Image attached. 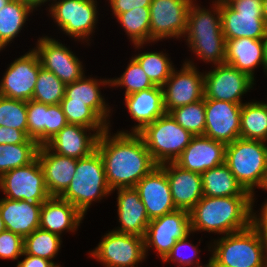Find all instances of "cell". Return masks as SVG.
Masks as SVG:
<instances>
[{"mask_svg": "<svg viewBox=\"0 0 267 267\" xmlns=\"http://www.w3.org/2000/svg\"><path fill=\"white\" fill-rule=\"evenodd\" d=\"M108 134L109 128L99 135L96 146L108 185L112 191L135 187L158 165L137 132L119 131L113 137Z\"/></svg>", "mask_w": 267, "mask_h": 267, "instance_id": "1", "label": "cell"}, {"mask_svg": "<svg viewBox=\"0 0 267 267\" xmlns=\"http://www.w3.org/2000/svg\"><path fill=\"white\" fill-rule=\"evenodd\" d=\"M254 196H203L190 211L191 232L231 234L253 224Z\"/></svg>", "mask_w": 267, "mask_h": 267, "instance_id": "2", "label": "cell"}, {"mask_svg": "<svg viewBox=\"0 0 267 267\" xmlns=\"http://www.w3.org/2000/svg\"><path fill=\"white\" fill-rule=\"evenodd\" d=\"M192 2L188 11L187 41L190 49L205 62L225 63L226 40L222 32L220 0L214 3L213 14ZM216 15V17H215Z\"/></svg>", "mask_w": 267, "mask_h": 267, "instance_id": "3", "label": "cell"}, {"mask_svg": "<svg viewBox=\"0 0 267 267\" xmlns=\"http://www.w3.org/2000/svg\"><path fill=\"white\" fill-rule=\"evenodd\" d=\"M214 244L215 267H267V245L253 224L221 237Z\"/></svg>", "mask_w": 267, "mask_h": 267, "instance_id": "4", "label": "cell"}, {"mask_svg": "<svg viewBox=\"0 0 267 267\" xmlns=\"http://www.w3.org/2000/svg\"><path fill=\"white\" fill-rule=\"evenodd\" d=\"M111 191L101 155L96 150L88 157L77 159L76 173L59 197L70 202L84 215L93 201L101 200Z\"/></svg>", "mask_w": 267, "mask_h": 267, "instance_id": "5", "label": "cell"}, {"mask_svg": "<svg viewBox=\"0 0 267 267\" xmlns=\"http://www.w3.org/2000/svg\"><path fill=\"white\" fill-rule=\"evenodd\" d=\"M225 164L242 187L254 195L267 173L266 142L238 138L225 148Z\"/></svg>", "mask_w": 267, "mask_h": 267, "instance_id": "6", "label": "cell"}, {"mask_svg": "<svg viewBox=\"0 0 267 267\" xmlns=\"http://www.w3.org/2000/svg\"><path fill=\"white\" fill-rule=\"evenodd\" d=\"M157 165L175 162L194 136L164 113L137 132Z\"/></svg>", "mask_w": 267, "mask_h": 267, "instance_id": "7", "label": "cell"}, {"mask_svg": "<svg viewBox=\"0 0 267 267\" xmlns=\"http://www.w3.org/2000/svg\"><path fill=\"white\" fill-rule=\"evenodd\" d=\"M220 16L226 41L242 37L263 39L266 35L262 0H220Z\"/></svg>", "mask_w": 267, "mask_h": 267, "instance_id": "8", "label": "cell"}, {"mask_svg": "<svg viewBox=\"0 0 267 267\" xmlns=\"http://www.w3.org/2000/svg\"><path fill=\"white\" fill-rule=\"evenodd\" d=\"M0 188L7 199L44 203L51 197L45 185L44 171L37 157L28 165L2 174Z\"/></svg>", "mask_w": 267, "mask_h": 267, "instance_id": "9", "label": "cell"}, {"mask_svg": "<svg viewBox=\"0 0 267 267\" xmlns=\"http://www.w3.org/2000/svg\"><path fill=\"white\" fill-rule=\"evenodd\" d=\"M90 254L105 267H136L146 258L144 238L112 230Z\"/></svg>", "mask_w": 267, "mask_h": 267, "instance_id": "10", "label": "cell"}, {"mask_svg": "<svg viewBox=\"0 0 267 267\" xmlns=\"http://www.w3.org/2000/svg\"><path fill=\"white\" fill-rule=\"evenodd\" d=\"M191 223L190 212L185 210H175L161 217L150 220L145 235V254L148 248L155 247L156 252L163 260L171 251L175 243L190 236Z\"/></svg>", "mask_w": 267, "mask_h": 267, "instance_id": "11", "label": "cell"}, {"mask_svg": "<svg viewBox=\"0 0 267 267\" xmlns=\"http://www.w3.org/2000/svg\"><path fill=\"white\" fill-rule=\"evenodd\" d=\"M193 0H152L150 5V42L180 38L187 29V17Z\"/></svg>", "mask_w": 267, "mask_h": 267, "instance_id": "12", "label": "cell"}, {"mask_svg": "<svg viewBox=\"0 0 267 267\" xmlns=\"http://www.w3.org/2000/svg\"><path fill=\"white\" fill-rule=\"evenodd\" d=\"M95 3V0H59L50 6L49 12L67 35L86 40L98 18Z\"/></svg>", "mask_w": 267, "mask_h": 267, "instance_id": "13", "label": "cell"}, {"mask_svg": "<svg viewBox=\"0 0 267 267\" xmlns=\"http://www.w3.org/2000/svg\"><path fill=\"white\" fill-rule=\"evenodd\" d=\"M253 84L254 79L247 73L226 63L218 64L204 75V98L243 104L241 96L246 94Z\"/></svg>", "mask_w": 267, "mask_h": 267, "instance_id": "14", "label": "cell"}, {"mask_svg": "<svg viewBox=\"0 0 267 267\" xmlns=\"http://www.w3.org/2000/svg\"><path fill=\"white\" fill-rule=\"evenodd\" d=\"M184 63L179 72L172 70L162 86L166 113L204 98V74L197 71L194 63Z\"/></svg>", "mask_w": 267, "mask_h": 267, "instance_id": "15", "label": "cell"}, {"mask_svg": "<svg viewBox=\"0 0 267 267\" xmlns=\"http://www.w3.org/2000/svg\"><path fill=\"white\" fill-rule=\"evenodd\" d=\"M41 67L34 49L15 59L0 82V96L25 102L31 100Z\"/></svg>", "mask_w": 267, "mask_h": 267, "instance_id": "16", "label": "cell"}, {"mask_svg": "<svg viewBox=\"0 0 267 267\" xmlns=\"http://www.w3.org/2000/svg\"><path fill=\"white\" fill-rule=\"evenodd\" d=\"M242 104L205 99L204 136L225 145L240 138Z\"/></svg>", "mask_w": 267, "mask_h": 267, "instance_id": "17", "label": "cell"}, {"mask_svg": "<svg viewBox=\"0 0 267 267\" xmlns=\"http://www.w3.org/2000/svg\"><path fill=\"white\" fill-rule=\"evenodd\" d=\"M34 51L41 66L54 73L64 84H70L84 75L79 58L62 43L47 36L39 38Z\"/></svg>", "mask_w": 267, "mask_h": 267, "instance_id": "18", "label": "cell"}, {"mask_svg": "<svg viewBox=\"0 0 267 267\" xmlns=\"http://www.w3.org/2000/svg\"><path fill=\"white\" fill-rule=\"evenodd\" d=\"M150 220L177 210L173 203L166 172L158 165L134 187Z\"/></svg>", "mask_w": 267, "mask_h": 267, "instance_id": "19", "label": "cell"}, {"mask_svg": "<svg viewBox=\"0 0 267 267\" xmlns=\"http://www.w3.org/2000/svg\"><path fill=\"white\" fill-rule=\"evenodd\" d=\"M225 148L224 143L204 135L193 136L174 163L182 169L202 174L225 163Z\"/></svg>", "mask_w": 267, "mask_h": 267, "instance_id": "20", "label": "cell"}, {"mask_svg": "<svg viewBox=\"0 0 267 267\" xmlns=\"http://www.w3.org/2000/svg\"><path fill=\"white\" fill-rule=\"evenodd\" d=\"M159 166L166 172L176 208L190 212L203 197L202 175L182 169L174 162Z\"/></svg>", "mask_w": 267, "mask_h": 267, "instance_id": "21", "label": "cell"}, {"mask_svg": "<svg viewBox=\"0 0 267 267\" xmlns=\"http://www.w3.org/2000/svg\"><path fill=\"white\" fill-rule=\"evenodd\" d=\"M37 158L44 171L45 185L50 196H60L76 173L77 159L57 154L47 145L39 146Z\"/></svg>", "mask_w": 267, "mask_h": 267, "instance_id": "22", "label": "cell"}, {"mask_svg": "<svg viewBox=\"0 0 267 267\" xmlns=\"http://www.w3.org/2000/svg\"><path fill=\"white\" fill-rule=\"evenodd\" d=\"M87 130L95 131L79 124H67L46 145L55 153L82 159L96 151L98 133H88Z\"/></svg>", "mask_w": 267, "mask_h": 267, "instance_id": "23", "label": "cell"}, {"mask_svg": "<svg viewBox=\"0 0 267 267\" xmlns=\"http://www.w3.org/2000/svg\"><path fill=\"white\" fill-rule=\"evenodd\" d=\"M43 203L24 200L0 199V215L6 230L23 238L30 235L40 225V210Z\"/></svg>", "mask_w": 267, "mask_h": 267, "instance_id": "24", "label": "cell"}, {"mask_svg": "<svg viewBox=\"0 0 267 267\" xmlns=\"http://www.w3.org/2000/svg\"><path fill=\"white\" fill-rule=\"evenodd\" d=\"M114 190H118L117 212L121 226L113 231L144 237L150 219L138 191L134 187Z\"/></svg>", "mask_w": 267, "mask_h": 267, "instance_id": "25", "label": "cell"}, {"mask_svg": "<svg viewBox=\"0 0 267 267\" xmlns=\"http://www.w3.org/2000/svg\"><path fill=\"white\" fill-rule=\"evenodd\" d=\"M84 215L70 202L59 196L48 198L40 210L39 228L61 235L62 231H76Z\"/></svg>", "mask_w": 267, "mask_h": 267, "instance_id": "26", "label": "cell"}, {"mask_svg": "<svg viewBox=\"0 0 267 267\" xmlns=\"http://www.w3.org/2000/svg\"><path fill=\"white\" fill-rule=\"evenodd\" d=\"M225 63L247 73L254 79V69L262 64L267 72L264 59L263 39L242 37L226 41Z\"/></svg>", "mask_w": 267, "mask_h": 267, "instance_id": "27", "label": "cell"}, {"mask_svg": "<svg viewBox=\"0 0 267 267\" xmlns=\"http://www.w3.org/2000/svg\"><path fill=\"white\" fill-rule=\"evenodd\" d=\"M125 104L133 119L138 122L132 132H139L166 113L162 87L154 86L125 96Z\"/></svg>", "mask_w": 267, "mask_h": 267, "instance_id": "28", "label": "cell"}, {"mask_svg": "<svg viewBox=\"0 0 267 267\" xmlns=\"http://www.w3.org/2000/svg\"><path fill=\"white\" fill-rule=\"evenodd\" d=\"M89 78L83 75L77 81L67 84L63 98H70V102L84 103L90 107L107 125L109 108L106 107L105 99L100 94V85H110V80H101Z\"/></svg>", "mask_w": 267, "mask_h": 267, "instance_id": "29", "label": "cell"}, {"mask_svg": "<svg viewBox=\"0 0 267 267\" xmlns=\"http://www.w3.org/2000/svg\"><path fill=\"white\" fill-rule=\"evenodd\" d=\"M201 175L203 196H253L242 187L225 163L215 168L208 169Z\"/></svg>", "mask_w": 267, "mask_h": 267, "instance_id": "30", "label": "cell"}, {"mask_svg": "<svg viewBox=\"0 0 267 267\" xmlns=\"http://www.w3.org/2000/svg\"><path fill=\"white\" fill-rule=\"evenodd\" d=\"M240 138L267 141V103L256 101L242 104Z\"/></svg>", "mask_w": 267, "mask_h": 267, "instance_id": "31", "label": "cell"}, {"mask_svg": "<svg viewBox=\"0 0 267 267\" xmlns=\"http://www.w3.org/2000/svg\"><path fill=\"white\" fill-rule=\"evenodd\" d=\"M31 12L33 8L20 0H12L0 9V51L19 34Z\"/></svg>", "mask_w": 267, "mask_h": 267, "instance_id": "32", "label": "cell"}, {"mask_svg": "<svg viewBox=\"0 0 267 267\" xmlns=\"http://www.w3.org/2000/svg\"><path fill=\"white\" fill-rule=\"evenodd\" d=\"M116 18L137 48L150 42V7L134 8Z\"/></svg>", "mask_w": 267, "mask_h": 267, "instance_id": "33", "label": "cell"}, {"mask_svg": "<svg viewBox=\"0 0 267 267\" xmlns=\"http://www.w3.org/2000/svg\"><path fill=\"white\" fill-rule=\"evenodd\" d=\"M37 143L0 144V176L31 163L36 157Z\"/></svg>", "mask_w": 267, "mask_h": 267, "instance_id": "34", "label": "cell"}, {"mask_svg": "<svg viewBox=\"0 0 267 267\" xmlns=\"http://www.w3.org/2000/svg\"><path fill=\"white\" fill-rule=\"evenodd\" d=\"M66 90L64 84L54 73L41 67L33 92L32 100L47 105L60 104Z\"/></svg>", "mask_w": 267, "mask_h": 267, "instance_id": "35", "label": "cell"}, {"mask_svg": "<svg viewBox=\"0 0 267 267\" xmlns=\"http://www.w3.org/2000/svg\"><path fill=\"white\" fill-rule=\"evenodd\" d=\"M60 238L57 234L38 228L24 237V253L52 261L60 249Z\"/></svg>", "mask_w": 267, "mask_h": 267, "instance_id": "36", "label": "cell"}, {"mask_svg": "<svg viewBox=\"0 0 267 267\" xmlns=\"http://www.w3.org/2000/svg\"><path fill=\"white\" fill-rule=\"evenodd\" d=\"M68 124H79L92 128L99 135L109 128L90 107L84 103L70 102V98H63L60 102Z\"/></svg>", "mask_w": 267, "mask_h": 267, "instance_id": "37", "label": "cell"}, {"mask_svg": "<svg viewBox=\"0 0 267 267\" xmlns=\"http://www.w3.org/2000/svg\"><path fill=\"white\" fill-rule=\"evenodd\" d=\"M143 68L155 86L162 87L170 77L174 66L162 52H144L133 57Z\"/></svg>", "mask_w": 267, "mask_h": 267, "instance_id": "38", "label": "cell"}, {"mask_svg": "<svg viewBox=\"0 0 267 267\" xmlns=\"http://www.w3.org/2000/svg\"><path fill=\"white\" fill-rule=\"evenodd\" d=\"M175 121L194 136L204 135L205 131V98L170 112Z\"/></svg>", "mask_w": 267, "mask_h": 267, "instance_id": "39", "label": "cell"}, {"mask_svg": "<svg viewBox=\"0 0 267 267\" xmlns=\"http://www.w3.org/2000/svg\"><path fill=\"white\" fill-rule=\"evenodd\" d=\"M110 86L126 88L125 96L154 87L140 64L132 57L125 72L119 77L110 80Z\"/></svg>", "mask_w": 267, "mask_h": 267, "instance_id": "40", "label": "cell"}, {"mask_svg": "<svg viewBox=\"0 0 267 267\" xmlns=\"http://www.w3.org/2000/svg\"><path fill=\"white\" fill-rule=\"evenodd\" d=\"M0 126L18 129L27 135L26 102L0 96Z\"/></svg>", "mask_w": 267, "mask_h": 267, "instance_id": "41", "label": "cell"}, {"mask_svg": "<svg viewBox=\"0 0 267 267\" xmlns=\"http://www.w3.org/2000/svg\"><path fill=\"white\" fill-rule=\"evenodd\" d=\"M26 110L27 136L39 146L45 145L46 104L31 99L26 102Z\"/></svg>", "mask_w": 267, "mask_h": 267, "instance_id": "42", "label": "cell"}, {"mask_svg": "<svg viewBox=\"0 0 267 267\" xmlns=\"http://www.w3.org/2000/svg\"><path fill=\"white\" fill-rule=\"evenodd\" d=\"M24 238L12 231L0 232V258L17 260L23 255Z\"/></svg>", "mask_w": 267, "mask_h": 267, "instance_id": "43", "label": "cell"}, {"mask_svg": "<svg viewBox=\"0 0 267 267\" xmlns=\"http://www.w3.org/2000/svg\"><path fill=\"white\" fill-rule=\"evenodd\" d=\"M67 124L60 104H46L45 145Z\"/></svg>", "mask_w": 267, "mask_h": 267, "instance_id": "44", "label": "cell"}, {"mask_svg": "<svg viewBox=\"0 0 267 267\" xmlns=\"http://www.w3.org/2000/svg\"><path fill=\"white\" fill-rule=\"evenodd\" d=\"M189 238L188 236H186L184 239H180L178 240L175 245L172 247L171 251L166 255V257L162 260L164 262H177L179 266H190V265H193V264H198L200 261L199 259L200 258H197V254H198V249H197V246H194L193 244H190L188 242V239ZM185 246H189L191 247L192 251H193V254L190 256H182V253H181V249H183ZM191 251V250H190ZM197 258L196 261H194V258Z\"/></svg>", "mask_w": 267, "mask_h": 267, "instance_id": "45", "label": "cell"}, {"mask_svg": "<svg viewBox=\"0 0 267 267\" xmlns=\"http://www.w3.org/2000/svg\"><path fill=\"white\" fill-rule=\"evenodd\" d=\"M37 143L23 131L12 127L0 126V144Z\"/></svg>", "mask_w": 267, "mask_h": 267, "instance_id": "46", "label": "cell"}, {"mask_svg": "<svg viewBox=\"0 0 267 267\" xmlns=\"http://www.w3.org/2000/svg\"><path fill=\"white\" fill-rule=\"evenodd\" d=\"M111 9L114 15L117 17L127 11H131L134 8L150 7L152 0H109Z\"/></svg>", "mask_w": 267, "mask_h": 267, "instance_id": "47", "label": "cell"}, {"mask_svg": "<svg viewBox=\"0 0 267 267\" xmlns=\"http://www.w3.org/2000/svg\"><path fill=\"white\" fill-rule=\"evenodd\" d=\"M22 256H26L24 260L19 261L17 267H57L58 264L54 262L41 258L38 256L28 255L23 252Z\"/></svg>", "mask_w": 267, "mask_h": 267, "instance_id": "48", "label": "cell"}, {"mask_svg": "<svg viewBox=\"0 0 267 267\" xmlns=\"http://www.w3.org/2000/svg\"><path fill=\"white\" fill-rule=\"evenodd\" d=\"M262 206L259 218L255 215L256 213L253 214V225L259 230L263 241L267 245V202Z\"/></svg>", "mask_w": 267, "mask_h": 267, "instance_id": "49", "label": "cell"}, {"mask_svg": "<svg viewBox=\"0 0 267 267\" xmlns=\"http://www.w3.org/2000/svg\"><path fill=\"white\" fill-rule=\"evenodd\" d=\"M21 2L29 5L30 7H32L33 9H35V7L40 6L42 3L44 4L45 2H47L48 0H20ZM50 1V0H49ZM57 1V0H56Z\"/></svg>", "mask_w": 267, "mask_h": 267, "instance_id": "50", "label": "cell"}, {"mask_svg": "<svg viewBox=\"0 0 267 267\" xmlns=\"http://www.w3.org/2000/svg\"><path fill=\"white\" fill-rule=\"evenodd\" d=\"M263 51H264V59L266 62V68H267V32H266V35L263 37Z\"/></svg>", "mask_w": 267, "mask_h": 267, "instance_id": "51", "label": "cell"}, {"mask_svg": "<svg viewBox=\"0 0 267 267\" xmlns=\"http://www.w3.org/2000/svg\"><path fill=\"white\" fill-rule=\"evenodd\" d=\"M263 19L267 24V0H262Z\"/></svg>", "mask_w": 267, "mask_h": 267, "instance_id": "52", "label": "cell"}, {"mask_svg": "<svg viewBox=\"0 0 267 267\" xmlns=\"http://www.w3.org/2000/svg\"><path fill=\"white\" fill-rule=\"evenodd\" d=\"M208 262L209 263H207L205 266H201L199 263L198 264H195L194 266L195 267H215V264H214V261H213L212 256L210 257V260ZM191 267H193V266L191 265Z\"/></svg>", "mask_w": 267, "mask_h": 267, "instance_id": "53", "label": "cell"}, {"mask_svg": "<svg viewBox=\"0 0 267 267\" xmlns=\"http://www.w3.org/2000/svg\"><path fill=\"white\" fill-rule=\"evenodd\" d=\"M260 188H262L263 190H267V173L265 174L264 181Z\"/></svg>", "mask_w": 267, "mask_h": 267, "instance_id": "54", "label": "cell"}, {"mask_svg": "<svg viewBox=\"0 0 267 267\" xmlns=\"http://www.w3.org/2000/svg\"><path fill=\"white\" fill-rule=\"evenodd\" d=\"M12 0H0V9L4 8L8 3H10Z\"/></svg>", "mask_w": 267, "mask_h": 267, "instance_id": "55", "label": "cell"}, {"mask_svg": "<svg viewBox=\"0 0 267 267\" xmlns=\"http://www.w3.org/2000/svg\"><path fill=\"white\" fill-rule=\"evenodd\" d=\"M5 230H6V228L4 225V221L2 220L1 215H0V232H3Z\"/></svg>", "mask_w": 267, "mask_h": 267, "instance_id": "56", "label": "cell"}]
</instances>
